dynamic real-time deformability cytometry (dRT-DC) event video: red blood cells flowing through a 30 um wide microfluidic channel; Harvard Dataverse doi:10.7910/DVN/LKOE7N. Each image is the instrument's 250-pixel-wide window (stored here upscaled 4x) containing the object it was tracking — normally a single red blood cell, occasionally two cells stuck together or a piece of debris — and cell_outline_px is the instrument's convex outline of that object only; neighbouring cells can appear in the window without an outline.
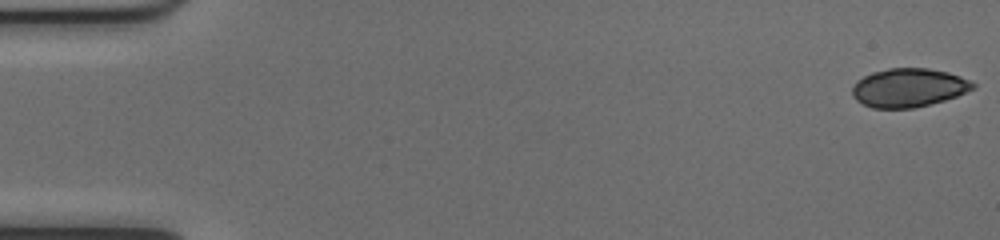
{"species": "common noctule bat (a hibernating species)", "species_latin": "Nyctalus noctula", "temperature_condition": "cold", "stored_images_in_passage": 52, "camera_frame_rate_fps": 3000, "um_per_image_px": 0.085, "animal": {"sex": "female", "body_mass_g": 17.0, "forearm_length_mm": 48.0}, "frame": {"image": 1, "passage_image": 1, "time_ms": 0.0, "image_size_px": [1000, 240], "cell_outline_px": [[976, 88], [956, 96], [944, 100], [912, 108], [872, 108], [856, 100], [852, 96], [852, 88], [856, 80], [872, 72], [888, 68], [928, 68], [948, 72], [972, 80], [976, 84]], "centroid_in_image_um": [77.24, 7.44], "position_along_channel_um": 7.8, "area_um2": 27.28}}
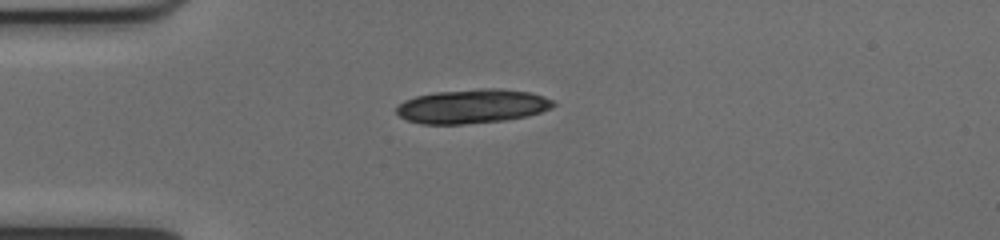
{"frame": {"image": 2, "passage_image": 14, "time_ms": 4.333, "image_size_px": [1000, 240], "cell_outline_px": [[556, 104], [552, 108], [528, 116], [504, 120], [464, 124], [420, 124], [408, 120], [400, 116], [396, 112], [396, 108], [404, 100], [416, 96], [436, 92], [480, 88], [496, 88], [528, 92], [544, 96], [552, 100]], "centroid_in_image_um": [40.15, 9.03], "position_along_channel_um": 44.9, "area_um2": 31.15}}